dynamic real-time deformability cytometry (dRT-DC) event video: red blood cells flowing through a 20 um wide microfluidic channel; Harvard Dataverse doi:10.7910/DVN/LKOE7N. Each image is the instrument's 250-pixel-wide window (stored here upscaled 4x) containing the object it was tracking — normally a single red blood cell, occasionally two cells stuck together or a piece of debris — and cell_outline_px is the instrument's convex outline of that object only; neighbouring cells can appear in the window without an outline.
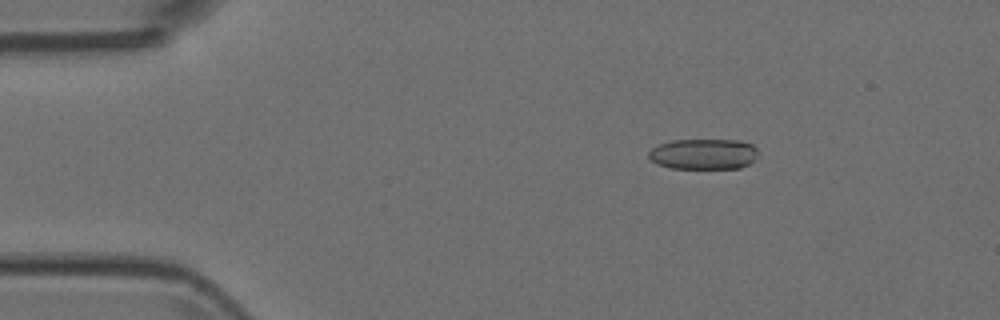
{"species": "Egyptian fruit bat (a non-hibernating species)", "species_latin": "Rousettus aegyptiacus", "temperature_condition": "room temperature", "stored_images_in_passage": 6, "camera_frame_rate_fps": 3000, "um_per_image_px": 0.085, "animal": {"sex": "female"}, "frame": {"image": 1, "passage_image": 2, "time_ms": 0.333, "image_size_px": [1000, 320], "cell_outline_px": [[756, 156], [748, 164], [740, 168], [668, 168], [656, 164], [648, 156], [648, 152], [652, 148], [660, 144], [672, 140], [740, 140], [752, 144], [756, 148]], "centroid_in_image_um": [59.77, 13.09], "position_along_channel_um": 25.2, "area_um2": 19.48}}